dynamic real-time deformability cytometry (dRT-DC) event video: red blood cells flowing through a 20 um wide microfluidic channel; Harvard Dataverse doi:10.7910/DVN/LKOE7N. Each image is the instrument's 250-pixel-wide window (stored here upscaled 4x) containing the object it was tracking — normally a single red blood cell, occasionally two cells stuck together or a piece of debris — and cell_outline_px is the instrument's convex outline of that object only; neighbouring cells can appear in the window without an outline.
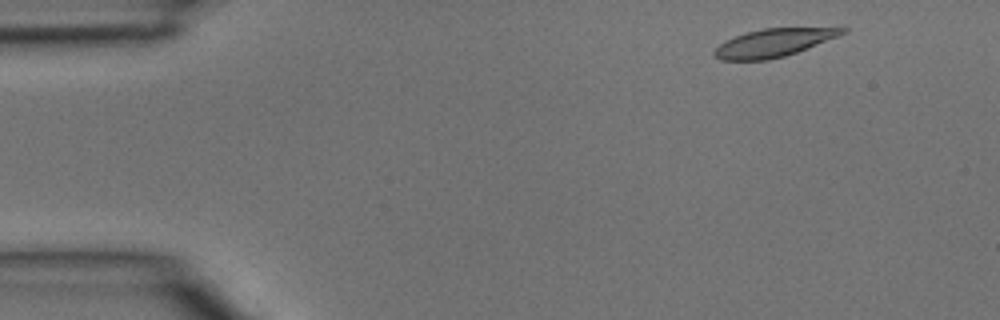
{"species": "common noctule bat (a hibernating species)", "species_latin": "Nyctalus noctula", "temperature_condition": "room temperature", "stored_images_in_passage": 4, "segment_of_instrument_passage": [1, 2], "camera_frame_rate_fps": 3000, "um_per_image_px": 0.085, "animal": {"sex": "male", "body_mass_g": 15.6}, "frame": {"image": 1, "passage_image": 1, "time_ms": 0.0, "image_size_px": [1000, 320], "cell_outline_px": [[848, 32], [840, 36], [808, 48], [784, 56], [768, 60], [720, 60], [712, 52], [724, 40], [748, 32], [764, 28], [848, 28]], "centroid_in_image_um": [65.77, 3.64], "position_along_channel_um": 19.2, "area_um2": 20.75}}